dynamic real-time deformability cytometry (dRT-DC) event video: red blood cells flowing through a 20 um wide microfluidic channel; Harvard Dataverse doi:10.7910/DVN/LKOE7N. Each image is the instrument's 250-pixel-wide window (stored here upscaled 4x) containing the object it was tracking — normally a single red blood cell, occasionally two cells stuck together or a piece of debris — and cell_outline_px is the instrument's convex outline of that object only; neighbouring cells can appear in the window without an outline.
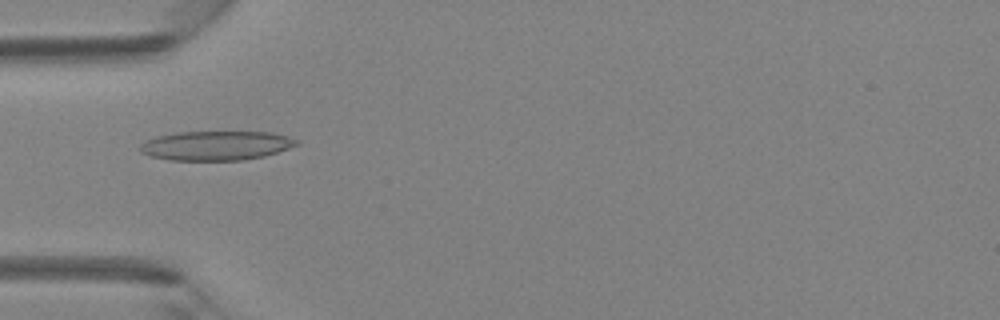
{"species": "Egyptian fruit bat (a non-hibernating species)", "species_latin": "Rousettus aegyptiacus", "temperature_condition": "room temperature", "stored_images_in_passage": 4, "camera_frame_rate_fps": 3000, "um_per_image_px": 0.085, "animal": {"sex": "female"}, "frame": {"image": 1, "passage_image": 4, "time_ms": 1.0, "image_size_px": [1000, 320], "cell_outline_px": [[300, 144], [264, 156], [244, 160], [168, 160], [148, 156], [140, 152], [140, 144], [144, 140], [156, 136], [176, 132], [272, 132], [288, 136], [300, 140]], "centroid_in_image_um": [18.34, 12.37], "position_along_channel_um": 66.7, "area_um2": 26.99}}